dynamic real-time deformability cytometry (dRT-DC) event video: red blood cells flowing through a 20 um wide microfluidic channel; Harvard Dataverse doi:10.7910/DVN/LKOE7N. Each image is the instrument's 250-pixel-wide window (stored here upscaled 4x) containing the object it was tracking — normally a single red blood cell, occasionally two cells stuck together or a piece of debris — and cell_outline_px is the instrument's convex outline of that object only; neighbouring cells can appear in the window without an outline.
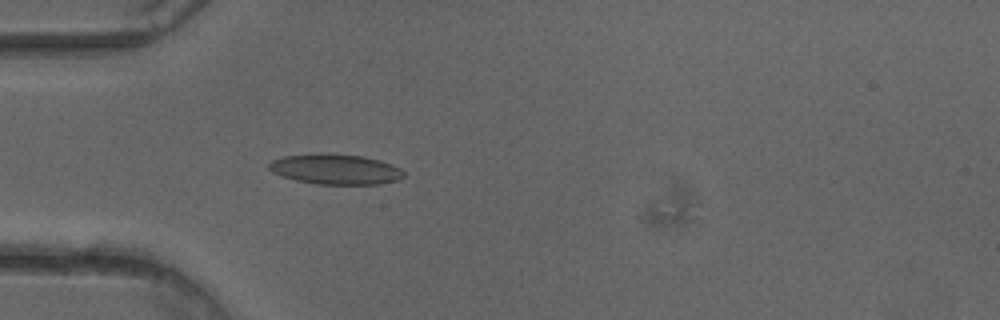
{"species": "common noctule bat (a hibernating species)", "species_latin": "Nyctalus noctula", "temperature_condition": "cold", "stored_images_in_passage": 44, "camera_frame_rate_fps": 3000, "um_per_image_px": 0.085, "animal": {"sex": "female"}, "frame": {"image": 1, "passage_image": 15, "time_ms": 4.667, "image_size_px": [1000, 320], "cell_outline_px": [[404, 176], [396, 180], [380, 184], [316, 184], [296, 180], [280, 176], [272, 172], [268, 168], [268, 164], [272, 160], [284, 156], [364, 156], [380, 160], [392, 164], [400, 168], [404, 172]], "centroid_in_image_um": [28.54, 14.43], "position_along_channel_um": 56.5, "area_um2": 22.89}}
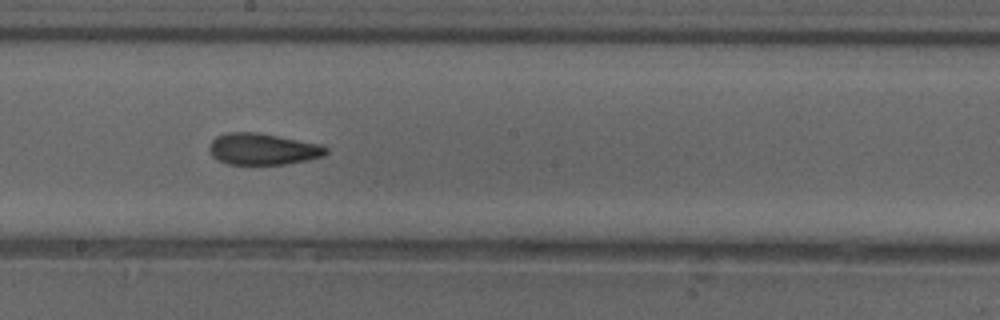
{"frame": {"image": 2, "passage_image": 28, "time_ms": 9.0, "image_size_px": [1000, 320], "cell_outline_px": [[328, 152], [324, 156], [308, 160], [284, 164], [228, 164], [212, 156], [208, 148], [208, 144], [216, 136], [228, 132], [256, 132], [320, 144], [328, 148]], "centroid_in_image_um": [22.33, 12.67], "position_along_channel_um": 225.9, "area_um2": 21.39}}
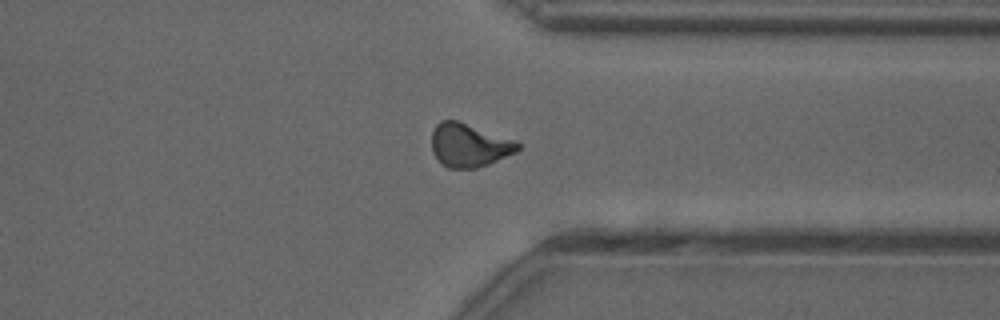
{"frame": {"image": 3, "passage_image": 39, "time_ms": 12.667, "image_size_px": [1000, 320], "cell_outline_px": [[520, 148], [516, 152], [488, 164], [476, 168], [448, 168], [432, 152], [432, 132], [436, 124], [440, 120], [460, 120], [516, 140], [520, 144]], "centroid_in_image_um": [39.89, 12.31], "position_along_channel_um": 371.5, "area_um2": 21.91}}